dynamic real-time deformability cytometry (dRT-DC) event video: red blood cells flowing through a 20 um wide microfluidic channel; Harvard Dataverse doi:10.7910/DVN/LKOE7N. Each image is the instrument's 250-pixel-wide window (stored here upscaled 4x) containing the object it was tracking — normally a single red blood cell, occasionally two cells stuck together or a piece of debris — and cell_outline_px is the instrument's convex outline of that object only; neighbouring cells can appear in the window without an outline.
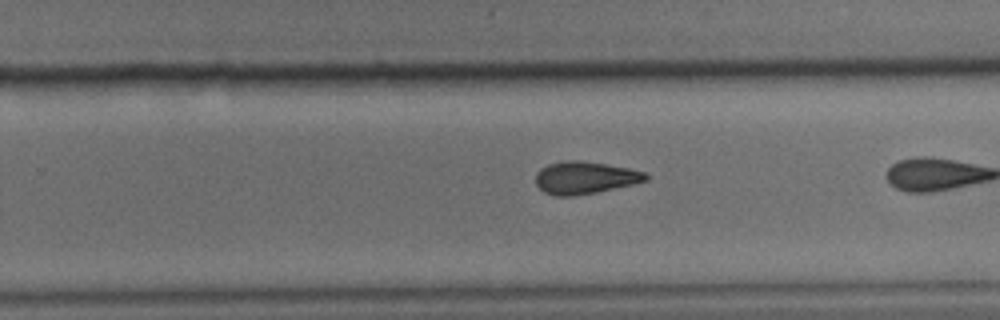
{"species": "common noctule bat (a hibernating species)", "species_latin": "Nyctalus noctula", "temperature_condition": "cold", "stored_images_in_passage": 40, "camera_frame_rate_fps": 3000, "um_per_image_px": 0.085, "animal": {"sex": "male", "body_mass_g": 15.6}, "frame": {"image": 1, "passage_image": 32, "time_ms": 10.333, "image_size_px": [1000, 320], "cell_outline_px": [[648, 180], [632, 184], [596, 192], [576, 196], [556, 196], [544, 192], [536, 184], [536, 172], [540, 168], [548, 164], [564, 160], [580, 160], [628, 168], [644, 172], [648, 176]], "centroid_in_image_um": [49.67, 15.1], "position_along_channel_um": 280.1, "area_um2": 20.69}}